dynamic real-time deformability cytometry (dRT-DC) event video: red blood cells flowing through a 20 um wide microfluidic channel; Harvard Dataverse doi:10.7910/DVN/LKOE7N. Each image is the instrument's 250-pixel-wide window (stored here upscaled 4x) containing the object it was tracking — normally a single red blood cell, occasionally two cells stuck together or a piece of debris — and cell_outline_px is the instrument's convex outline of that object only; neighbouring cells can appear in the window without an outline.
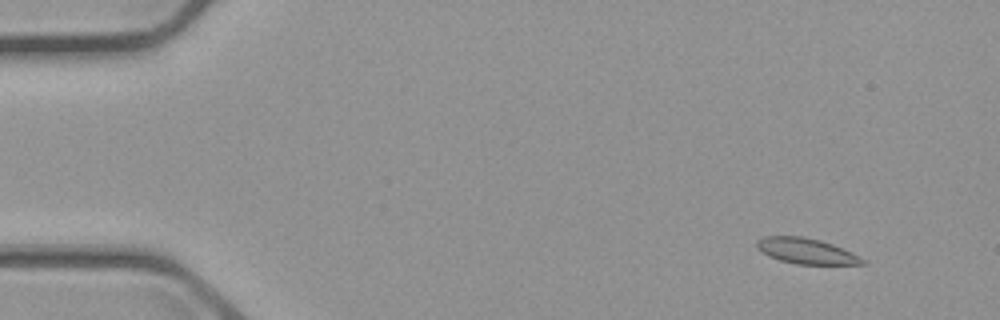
{"species": "common noctule bat (a hibernating species)", "species_latin": "Nyctalus noctula", "temperature_condition": "cold", "stored_images_in_passage": 5, "camera_frame_rate_fps": 3000, "um_per_image_px": 0.085, "animal": {"sex": "male", "body_mass_g": 23.1, "forearm_length_mm": 52.7}, "frame": {"image": 1, "passage_image": 1, "time_ms": 0.0, "image_size_px": [1000, 320], "cell_outline_px": [[868, 264], [796, 264], [780, 260], [768, 256], [760, 252], [756, 248], [756, 240], [764, 236], [804, 236], [820, 240], [832, 244], [852, 252], [868, 260]], "centroid_in_image_um": [68.53, 21.33], "position_along_channel_um": 16.5, "area_um2": 16.01}}
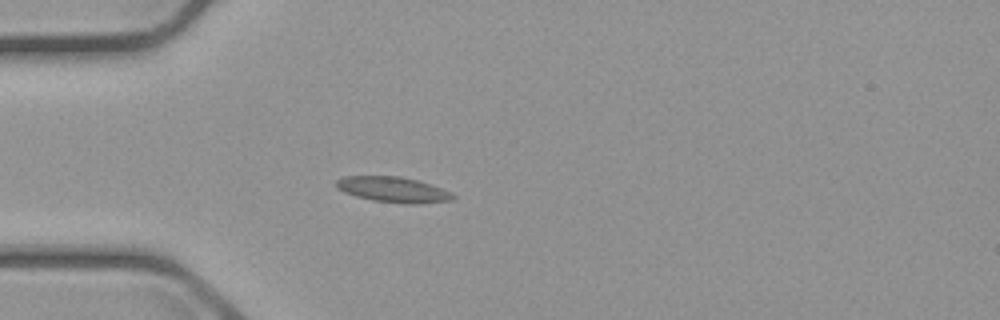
{"frame": {"image": 2, "passage_image": 4, "time_ms": 3.667, "image_size_px": [1000, 320], "cell_outline_px": [[456, 196], [452, 200], [420, 204], [408, 204], [372, 200], [356, 196], [344, 192], [336, 188], [336, 180], [344, 176], [400, 176], [420, 180], [452, 192]], "centroid_in_image_um": [33.44, 16.11], "position_along_channel_um": 51.6, "area_um2": 17.51}}